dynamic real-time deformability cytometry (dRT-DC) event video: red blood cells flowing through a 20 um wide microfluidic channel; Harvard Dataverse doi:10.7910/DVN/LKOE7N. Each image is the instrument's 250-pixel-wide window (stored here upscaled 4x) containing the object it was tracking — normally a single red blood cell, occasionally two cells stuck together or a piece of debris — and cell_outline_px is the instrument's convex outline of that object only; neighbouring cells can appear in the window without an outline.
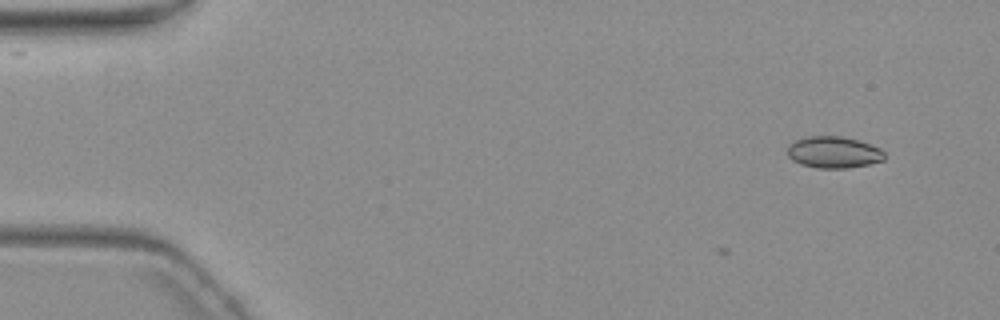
{"species": "common noctule bat (a hibernating species)", "species_latin": "Nyctalus noctula", "temperature_condition": "warm", "stored_images_in_passage": 4, "camera_frame_rate_fps": 3000, "um_per_image_px": 0.085, "animal": {"sex": "female", "body_mass_g": 19.3, "forearm_length_mm": 54.1}, "frame": {"image": 1, "passage_image": 1, "time_ms": 0.0, "image_size_px": [1000, 320], "cell_outline_px": [[884, 160], [868, 164], [848, 168], [816, 168], [800, 164], [792, 160], [788, 156], [788, 144], [796, 140], [808, 136], [840, 136], [860, 140], [880, 148], [884, 152]], "centroid_in_image_um": [70.85, 12.94], "position_along_channel_um": 14.2, "area_um2": 17.98}}